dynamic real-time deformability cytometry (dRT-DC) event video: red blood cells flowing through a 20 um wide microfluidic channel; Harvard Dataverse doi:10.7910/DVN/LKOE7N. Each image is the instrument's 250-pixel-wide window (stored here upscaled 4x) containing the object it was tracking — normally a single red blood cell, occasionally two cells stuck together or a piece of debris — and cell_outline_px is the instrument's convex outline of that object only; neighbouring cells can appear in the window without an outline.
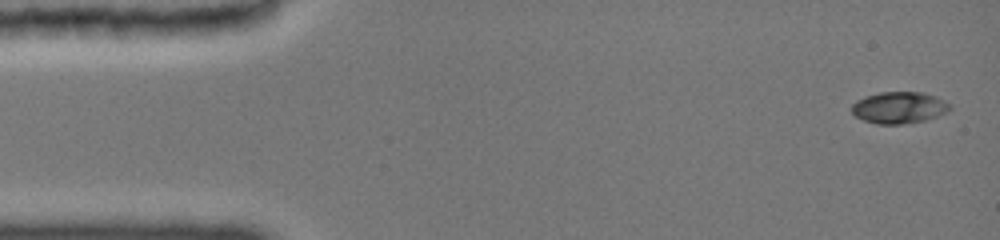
{"species": "common noctule bat (a hibernating species)", "species_latin": "Nyctalus noctula", "temperature_condition": "cold", "stored_images_in_passage": 42, "camera_frame_rate_fps": 3000, "um_per_image_px": 0.085, "animal": {"sex": "female", "body_mass_g": 19.0, "forearm_length_mm": 51.5}, "frame": {"image": 1, "passage_image": 1, "time_ms": 0.0, "image_size_px": [1000, 240], "cell_outline_px": [[952, 108], [948, 112], [924, 120], [900, 124], [880, 124], [864, 120], [856, 116], [852, 112], [852, 104], [856, 100], [864, 96], [880, 92], [924, 92], [936, 96], [952, 104]], "centroid_in_image_um": [76.45, 9.13], "position_along_channel_um": 8.6, "area_um2": 18.15}}
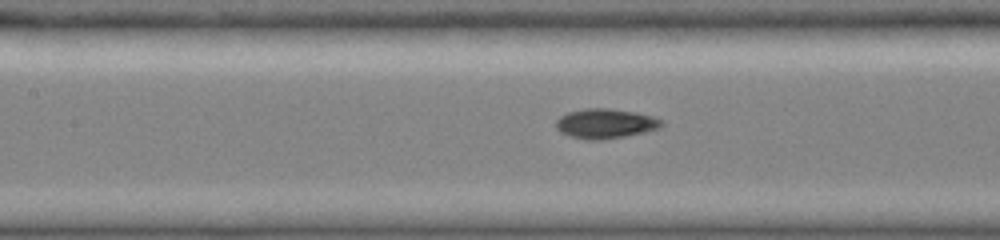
{"frame": {"image": 2, "passage_image": 21, "time_ms": 6.667, "image_size_px": [1000, 240], "cell_outline_px": [[660, 124], [656, 128], [644, 132], [624, 136], [596, 140], [572, 136], [556, 128], [556, 120], [560, 116], [568, 112], [588, 108], [608, 108], [636, 112], [652, 116], [660, 120]], "centroid_in_image_um": [51.42, 10.48], "position_along_channel_um": 156.0, "area_um2": 17.63}}
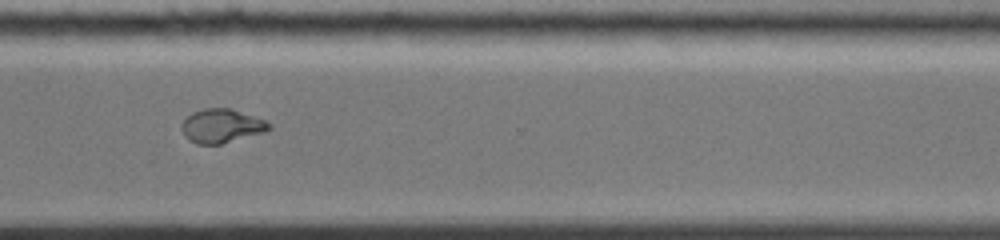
{"frame": {"image": 3, "passage_image": 41, "time_ms": 11.667, "image_size_px": [1000, 240], "cell_outline_px": [[272, 128], [264, 132], [220, 144], [196, 144], [188, 140], [180, 128], [184, 120], [192, 112], [204, 108], [232, 108], [264, 120], [272, 124]], "centroid_in_image_um": [18.82, 10.7], "position_along_channel_um": 351.8, "area_um2": 17.22}}